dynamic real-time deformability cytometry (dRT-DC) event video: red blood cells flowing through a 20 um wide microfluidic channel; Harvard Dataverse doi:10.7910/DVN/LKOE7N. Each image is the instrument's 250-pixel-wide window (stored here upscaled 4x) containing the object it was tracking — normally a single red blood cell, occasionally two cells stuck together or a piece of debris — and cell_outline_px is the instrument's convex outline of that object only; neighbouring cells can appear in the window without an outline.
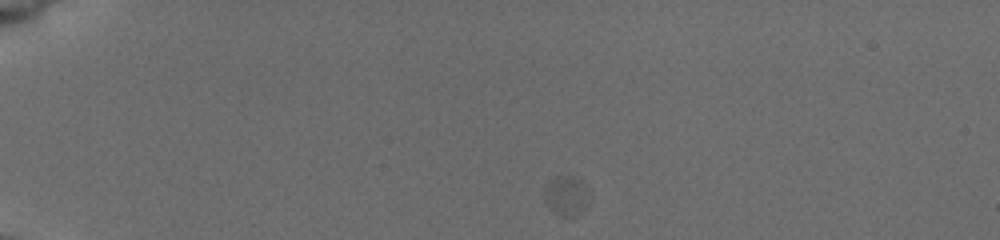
{"species": "common noctule bat (a hibernating species)", "species_latin": "Nyctalus noctula", "temperature_condition": "cold", "stored_images_in_passage": 41, "camera_frame_rate_fps": 3000, "um_per_image_px": 0.085, "animal": {"sex": "female", "body_mass_g": 19.5, "forearm_length_mm": 54.1}, "frame": {"image": 1, "passage_image": 1, "time_ms": 0.0, "image_size_px": [1000, 240], "cell_outline_px": [[588, 204], [580, 212], [572, 216], [564, 216], [548, 208], [544, 200], [544, 196], [548, 184], [556, 176], [572, 176], [580, 180], [588, 188]], "centroid_in_image_um": [48.15, 16.63], "position_along_channel_um": 36.9, "area_um2": 10.12}}
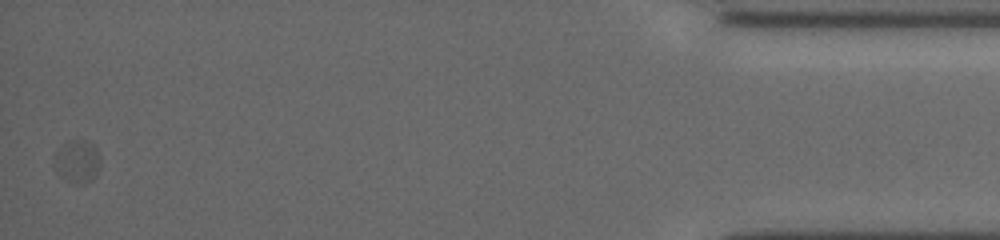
{"frame": {"image": 2, "passage_image": 41, "time_ms": 14.333, "image_size_px": [1000, 240], "cell_outline_px": [[100, 160], [92, 176], [88, 180], [80, 184], [68, 176], [52, 164], [56, 152], [68, 140], [76, 140], [92, 144], [96, 148], [100, 156]], "centroid_in_image_um": [6.57, 13.61], "position_along_channel_um": 428.6, "area_um2": 10.29}}